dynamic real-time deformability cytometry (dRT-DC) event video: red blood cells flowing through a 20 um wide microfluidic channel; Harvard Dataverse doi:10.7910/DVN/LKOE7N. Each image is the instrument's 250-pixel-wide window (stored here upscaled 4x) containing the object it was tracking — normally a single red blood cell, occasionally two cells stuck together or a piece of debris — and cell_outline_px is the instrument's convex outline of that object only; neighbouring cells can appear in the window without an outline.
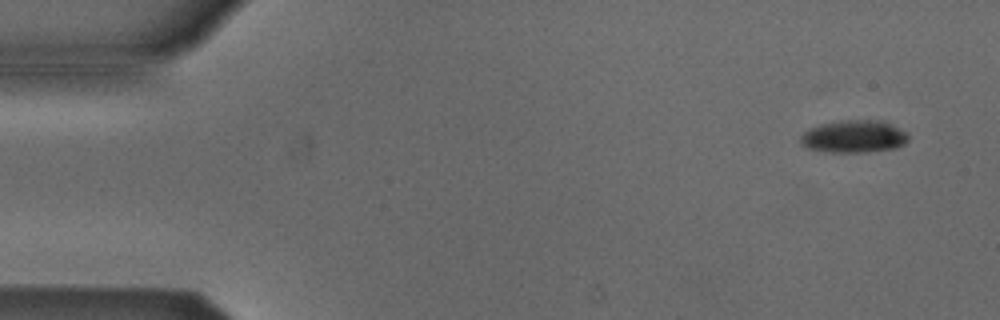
{"species": "Egyptian fruit bat (a non-hibernating species)", "species_latin": "Rousettus aegyptiacus", "temperature_condition": "cold", "stored_images_in_passage": 4, "camera_frame_rate_fps": 3000, "um_per_image_px": 0.085, "animal": {"sex": "male"}, "frame": {"image": 1, "passage_image": 1, "time_ms": 0.0, "image_size_px": [1000, 320], "cell_outline_px": [[908, 140], [904, 144], [896, 148], [868, 152], [828, 152], [808, 148], [800, 140], [800, 136], [804, 132], [820, 124], [848, 120], [880, 120], [908, 132]], "centroid_in_image_um": [72.62, 11.61], "position_along_channel_um": 12.4, "area_um2": 20.23}}
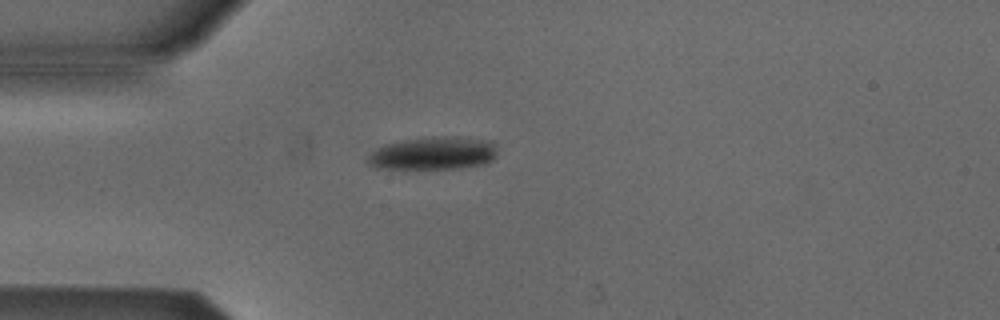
{"frame": {"image": 2, "passage_image": 4, "time_ms": 3.667, "image_size_px": [1000, 320], "cell_outline_px": [[496, 156], [492, 160], [484, 164], [460, 168], [376, 168], [368, 164], [368, 156], [376, 148], [384, 144], [432, 136], [480, 140], [492, 144], [496, 152]], "centroid_in_image_um": [36.76, 13.05], "position_along_channel_um": 48.2, "area_um2": 24.04}}